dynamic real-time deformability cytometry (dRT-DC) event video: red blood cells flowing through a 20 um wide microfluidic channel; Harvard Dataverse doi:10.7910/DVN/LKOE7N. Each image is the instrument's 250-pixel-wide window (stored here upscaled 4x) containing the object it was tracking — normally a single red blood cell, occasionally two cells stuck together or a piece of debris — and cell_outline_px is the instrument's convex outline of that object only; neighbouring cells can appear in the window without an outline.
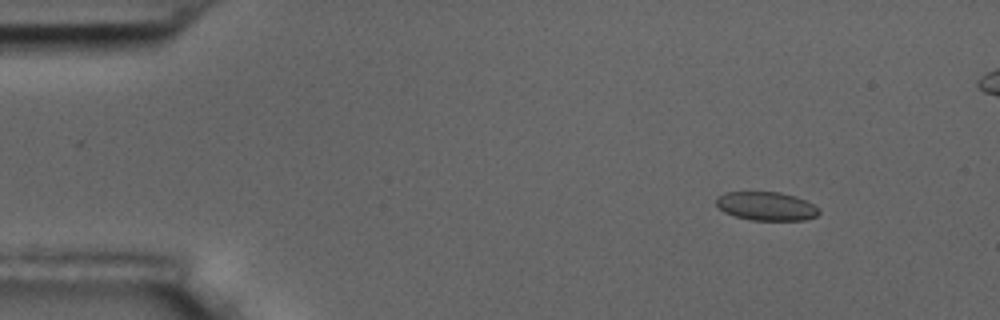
{"species": "common noctule bat (a hibernating species)", "species_latin": "Nyctalus noctula", "temperature_condition": "room temperature", "stored_images_in_passage": 6, "camera_frame_rate_fps": 3000, "um_per_image_px": 0.085, "animal": {"sex": "male", "body_mass_g": 17.5, "forearm_length_mm": 52.3}, "frame": {"image": 1, "passage_image": 2, "time_ms": 1.0, "image_size_px": [1000, 320], "cell_outline_px": [[820, 212], [816, 216], [804, 220], [752, 220], [736, 216], [724, 212], [716, 204], [716, 196], [724, 192], [780, 192], [796, 196], [820, 208]], "centroid_in_image_um": [65.13, 17.51], "position_along_channel_um": 19.9, "area_um2": 17.17}}